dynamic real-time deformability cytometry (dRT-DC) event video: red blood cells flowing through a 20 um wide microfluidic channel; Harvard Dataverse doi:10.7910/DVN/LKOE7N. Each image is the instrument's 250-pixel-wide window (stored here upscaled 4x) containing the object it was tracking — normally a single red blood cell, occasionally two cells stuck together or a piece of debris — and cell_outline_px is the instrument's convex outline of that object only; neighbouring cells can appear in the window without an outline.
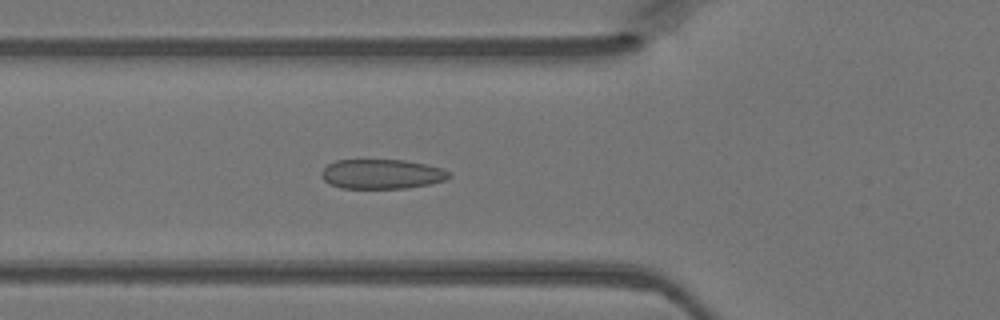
{"species": "Egyptian fruit bat (a non-hibernating species)", "species_latin": "Rousettus aegyptiacus", "temperature_condition": "warm", "stored_images_in_passage": 47, "segment_of_instrument_passage": [1, 2], "camera_frame_rate_fps": 3000, "um_per_image_px": 0.085, "animal": {"sex": "female"}, "frame": {"image": 1, "passage_image": 16, "time_ms": 5.0, "image_size_px": [1000, 320], "cell_outline_px": [[452, 176], [444, 180], [428, 184], [408, 188], [340, 188], [328, 184], [320, 176], [320, 172], [328, 164], [336, 160], [404, 160], [444, 168], [452, 172]], "centroid_in_image_um": [32.44, 14.79], "position_along_channel_um": 93.4, "area_um2": 22.2}}
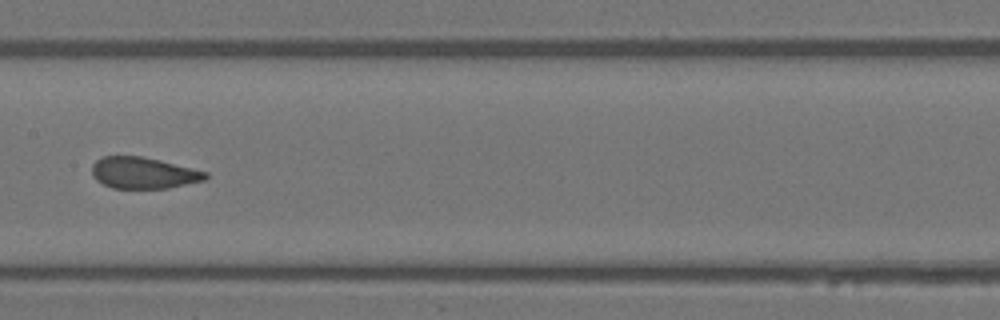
{"frame": {"image": 2, "passage_image": 23, "time_ms": 7.333, "image_size_px": [1000, 320], "cell_outline_px": [[208, 176], [204, 180], [168, 188], [112, 188], [96, 180], [92, 176], [92, 164], [96, 160], [104, 156], [140, 156], [160, 160], [208, 172]], "centroid_in_image_um": [12.17, 14.69], "position_along_channel_um": 195.2, "area_um2": 20.69}}
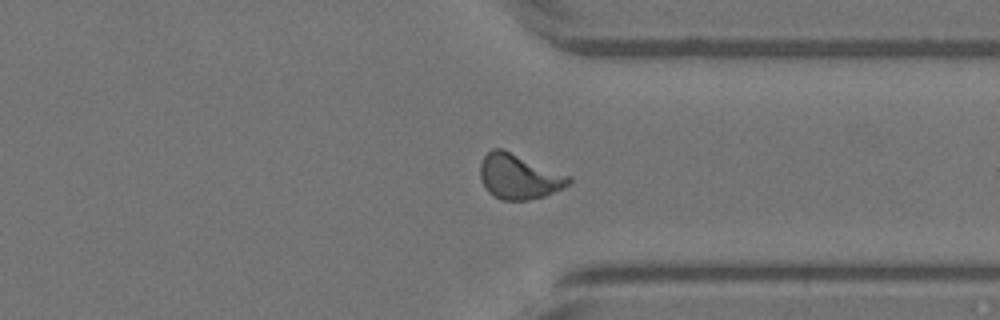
{"frame": {"image": 3, "passage_image": 35, "time_ms": 11.333, "image_size_px": [1000, 320], "cell_outline_px": [[572, 180], [568, 184], [544, 196], [528, 200], [500, 200], [492, 196], [488, 192], [480, 176], [480, 164], [484, 156], [492, 148], [504, 148], [572, 176]], "centroid_in_image_um": [44.1, 14.99], "position_along_channel_um": 367.3, "area_um2": 23.41}}